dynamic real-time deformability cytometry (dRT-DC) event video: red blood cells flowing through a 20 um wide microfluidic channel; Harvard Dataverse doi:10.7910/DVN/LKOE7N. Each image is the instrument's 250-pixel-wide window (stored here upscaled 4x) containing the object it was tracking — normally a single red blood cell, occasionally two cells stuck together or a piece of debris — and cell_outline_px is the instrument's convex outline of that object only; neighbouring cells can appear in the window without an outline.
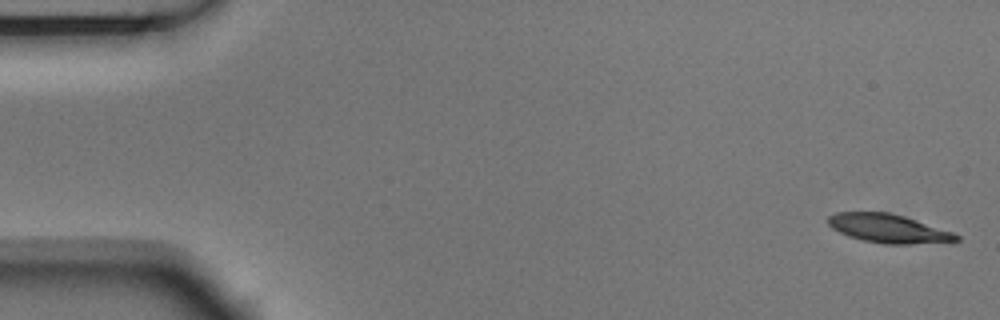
{"species": "Egyptian fruit bat (a non-hibernating species)", "species_latin": "Rousettus aegyptiacus", "temperature_condition": "room temperature", "stored_images_in_passage": 5, "camera_frame_rate_fps": 3000, "um_per_image_px": 0.085, "animal": {"sex": "male"}, "frame": {"image": 1, "passage_image": 1, "time_ms": 0.0, "image_size_px": [1000, 320], "cell_outline_px": [[960, 240], [908, 244], [884, 244], [864, 240], [848, 236], [832, 228], [828, 224], [828, 216], [836, 212], [888, 212], [904, 216], [952, 232], [960, 236]], "centroid_in_image_um": [75.47, 19.41], "position_along_channel_um": 9.5, "area_um2": 21.1}}
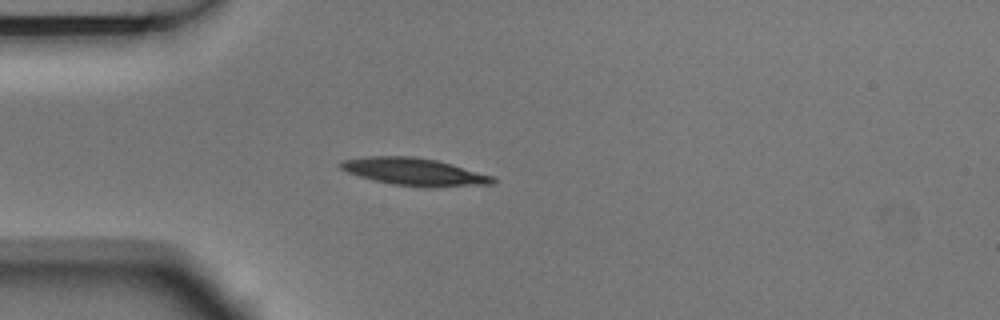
{"frame": {"image": 2, "passage_image": 5, "time_ms": 1.333, "image_size_px": [1000, 320], "cell_outline_px": [[496, 180], [492, 184], [432, 188], [424, 188], [392, 184], [360, 176], [348, 172], [340, 168], [336, 164], [340, 160], [364, 156], [416, 156], [436, 160], [452, 164], [496, 176]], "centroid_in_image_um": [35.24, 14.6], "position_along_channel_um": 49.8, "area_um2": 24.8}}